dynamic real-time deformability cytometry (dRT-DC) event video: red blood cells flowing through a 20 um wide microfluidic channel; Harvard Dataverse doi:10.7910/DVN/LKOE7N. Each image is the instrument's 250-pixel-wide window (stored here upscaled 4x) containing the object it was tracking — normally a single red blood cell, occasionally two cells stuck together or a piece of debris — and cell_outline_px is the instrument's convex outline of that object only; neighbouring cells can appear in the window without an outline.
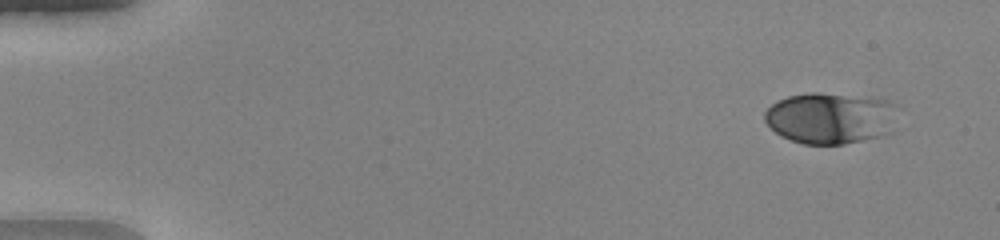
{"species": "human", "species_latin": "Homo sapiens", "temperature_condition": "warm", "stored_images_in_passage": 50, "camera_frame_rate_fps": 3000, "um_per_image_px": 0.085, "donor": {"sex": "female"}, "frame": {"image": 1, "passage_image": 4, "time_ms": 1.0, "image_size_px": [1000, 240], "cell_outline_px": [[892, 132], [880, 136], [844, 144], [804, 144], [780, 136], [764, 120], [764, 112], [776, 100], [788, 96], [812, 92], [816, 92], [888, 100], [892, 104]], "centroid_in_image_um": [70.5, 10.05], "position_along_channel_um": 14.5, "area_um2": 39.19}}
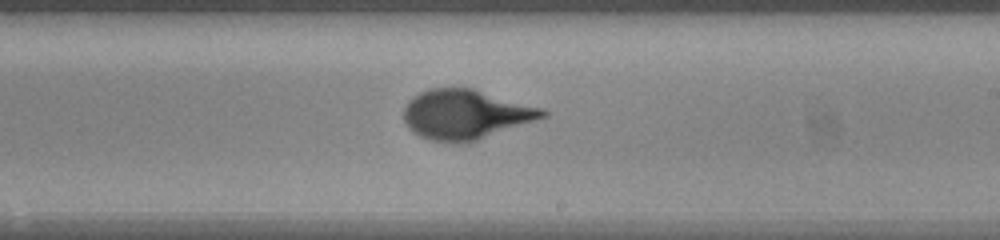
{"frame": {"image": 2, "passage_image": 31, "time_ms": 10.0, "image_size_px": [1000, 240], "cell_outline_px": [[548, 116], [464, 144], [428, 140], [412, 132], [404, 124], [404, 108], [408, 100], [412, 96], [428, 88], [472, 88], [544, 108], [548, 112]], "centroid_in_image_um": [39.55, 9.73], "position_along_channel_um": 249.5, "area_um2": 40.34}}
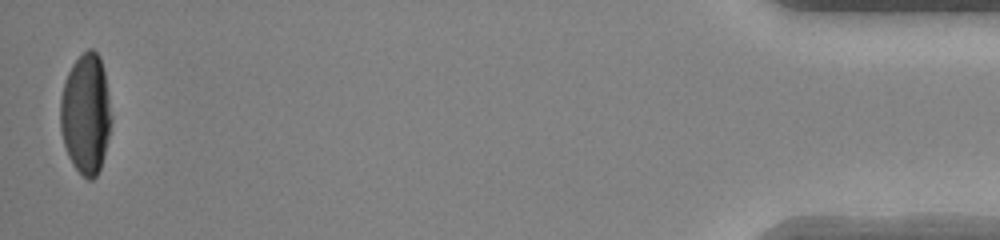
{"frame": {"image": 3, "passage_image": 50, "time_ms": 16.333, "image_size_px": [1000, 240], "cell_outline_px": [[112, 120], [104, 156], [100, 168], [96, 176], [92, 180], [88, 180], [72, 164], [68, 156], [60, 132], [60, 100], [64, 84], [68, 72], [72, 64], [88, 48], [92, 48], [100, 56], [104, 72], [112, 116]], "centroid_in_image_um": [7.29, 9.69], "position_along_channel_um": 427.9, "area_um2": 35.78}, "authors_computed_cell_mechanics": {"area_um2": 39.3618, "velocity_mm_per_s": 4.1469, "shape_relaxation_time_tau1_ms": 4.7554, "shape_relaxation_time_tau2_ms": null, "deformation_change_tau1": 0.2532, "deformation_change_tau2": null}}